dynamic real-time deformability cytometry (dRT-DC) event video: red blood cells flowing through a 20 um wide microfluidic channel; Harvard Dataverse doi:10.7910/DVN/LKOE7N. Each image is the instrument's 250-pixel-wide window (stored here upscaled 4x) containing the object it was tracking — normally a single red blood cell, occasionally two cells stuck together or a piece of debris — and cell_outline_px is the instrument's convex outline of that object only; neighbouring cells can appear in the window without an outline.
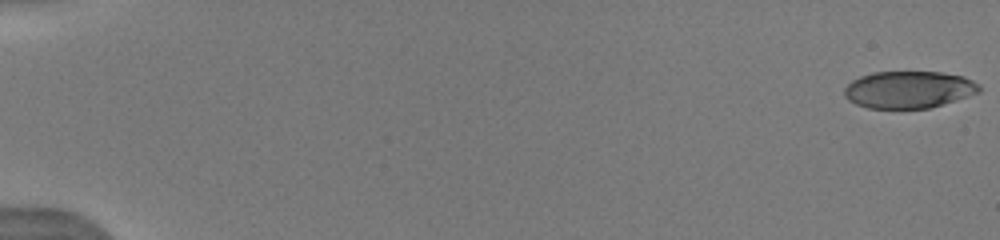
{"species": "human", "species_latin": "Homo sapiens", "temperature_condition": "warm", "stored_images_in_passage": 15, "camera_frame_rate_fps": 3000, "um_per_image_px": 0.085, "donor": {"sex": "male"}, "frame": {"image": 1, "passage_image": 1, "time_ms": 0.0, "image_size_px": [1000, 240], "cell_outline_px": [[980, 92], [956, 100], [928, 108], [868, 108], [856, 104], [848, 100], [844, 96], [844, 88], [852, 80], [860, 76], [872, 72], [940, 72], [964, 76], [980, 84]], "centroid_in_image_um": [77.24, 7.61], "position_along_channel_um": 7.8, "area_um2": 29.19}}
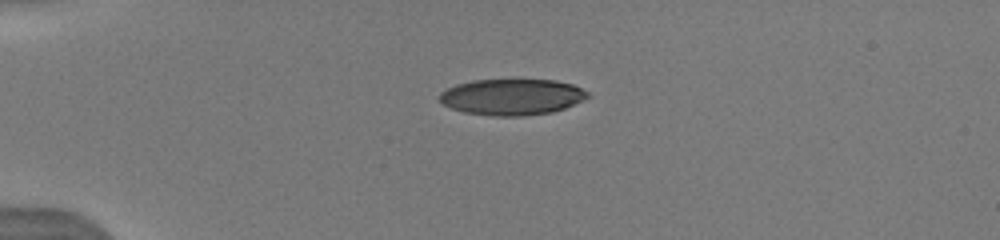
{"frame": {"image": 2, "passage_image": 8, "time_ms": 4.333, "image_size_px": [1000, 240], "cell_outline_px": [[592, 96], [584, 100], [564, 108], [552, 112], [520, 116], [492, 116], [464, 112], [452, 108], [444, 104], [440, 100], [440, 92], [456, 84], [472, 80], [556, 80], [572, 84], [588, 92]], "centroid_in_image_um": [43.53, 8.24], "position_along_channel_um": 41.5, "area_um2": 31.15}}